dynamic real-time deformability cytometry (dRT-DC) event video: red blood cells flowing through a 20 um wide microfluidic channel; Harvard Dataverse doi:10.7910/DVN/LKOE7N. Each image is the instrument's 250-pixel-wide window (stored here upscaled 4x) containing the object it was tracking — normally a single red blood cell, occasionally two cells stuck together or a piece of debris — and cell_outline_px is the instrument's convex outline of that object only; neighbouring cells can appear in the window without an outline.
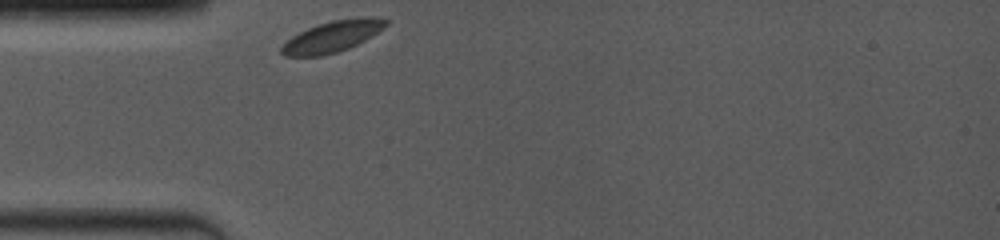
{"species": "common noctule bat (a hibernating species)", "species_latin": "Nyctalus noctula", "temperature_condition": "room temperature", "stored_images_in_passage": 45, "camera_frame_rate_fps": 4000, "um_per_image_px": 0.085, "animal": {"sex": "female", "body_mass_g": 19.0, "forearm_length_mm": 53.3}, "frame": {"image": 1, "passage_image": 1, "time_ms": 0.0, "image_size_px": [1000, 240], "cell_outline_px": [[388, 24], [384, 28], [372, 36], [348, 48], [336, 52], [320, 56], [284, 56], [280, 52], [280, 48], [292, 36], [308, 28], [332, 20], [360, 16], [376, 16], [388, 20]], "centroid_in_image_um": [28.29, 3.08], "position_along_channel_um": 56.7, "area_um2": 18.96}}
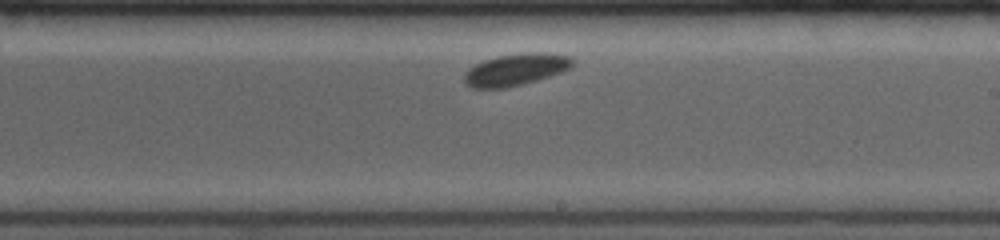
{"frame": {"image": 2, "passage_image": 29, "time_ms": 5.25, "image_size_px": [1000, 240], "cell_outline_px": [[576, 60], [568, 68], [560, 72], [524, 84], [504, 88], [472, 88], [464, 84], [464, 72], [468, 68], [484, 60], [496, 56], [524, 52], [544, 52], [572, 56]], "centroid_in_image_um": [43.81, 5.9], "position_along_channel_um": 245.2, "area_um2": 20.29}}
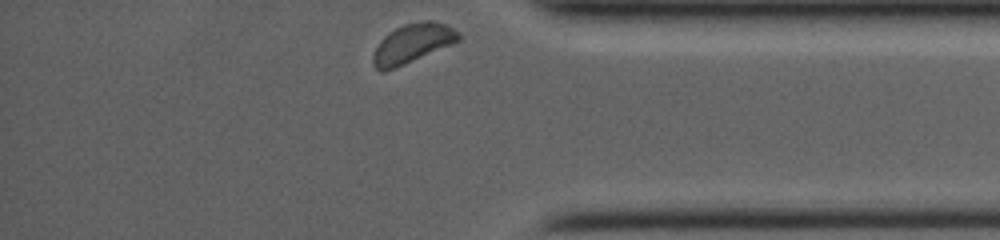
{"frame": {"image": 3, "passage_image": 45, "time_ms": 9.5, "image_size_px": [1000, 240], "cell_outline_px": [[460, 40], [452, 44], [396, 68], [384, 72], [380, 72], [372, 64], [372, 56], [380, 40], [388, 32], [404, 24], [424, 20], [432, 20], [444, 24], [460, 32]], "centroid_in_image_um": [35.03, 3.7], "position_along_channel_um": 400.2, "area_um2": 19.59}, "authors_computed_cell_mechanics": {"area_um2": 19.4208, "velocity_mm_per_s": 3.6881, "shape_relaxation_time_tau1_ms": 0.1444, "shape_relaxation_time_tau2_ms": null, "deformation_change_tau1": 0.024, "deformation_change_tau2": null}}